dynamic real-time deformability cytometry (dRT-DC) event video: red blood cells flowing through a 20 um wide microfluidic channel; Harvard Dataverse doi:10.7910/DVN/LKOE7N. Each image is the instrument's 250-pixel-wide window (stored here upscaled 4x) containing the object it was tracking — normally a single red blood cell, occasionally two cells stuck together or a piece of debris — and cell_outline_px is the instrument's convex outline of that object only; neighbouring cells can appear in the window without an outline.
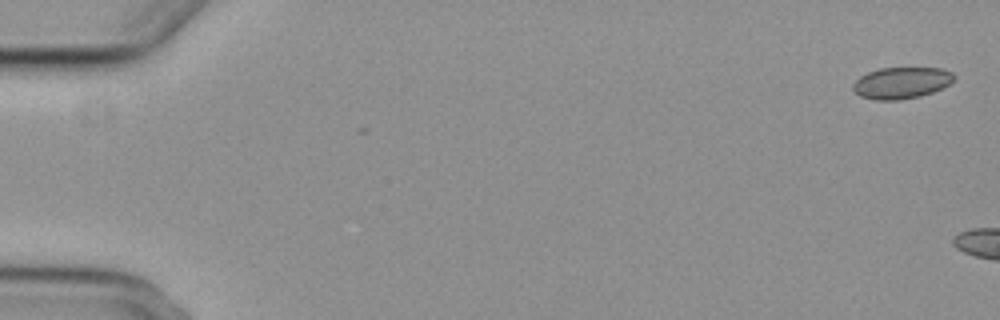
{"species": "common noctule bat (a hibernating species)", "species_latin": "Nyctalus noctula", "temperature_condition": "cold", "stored_images_in_passage": 3, "camera_frame_rate_fps": 3000, "um_per_image_px": 0.085, "animal": {"sex": "female", "body_mass_g": 29.2, "forearm_length_mm": 56.3}, "frame": {"image": 1, "passage_image": 1, "time_ms": 0.0, "image_size_px": [1000, 320], "cell_outline_px": [[956, 76], [948, 84], [932, 92], [920, 96], [900, 100], [876, 100], [860, 96], [852, 88], [852, 84], [860, 76], [868, 72], [880, 68], [940, 68], [952, 72]], "centroid_in_image_um": [76.59, 7.04], "position_along_channel_um": 8.4, "area_um2": 18.44}}